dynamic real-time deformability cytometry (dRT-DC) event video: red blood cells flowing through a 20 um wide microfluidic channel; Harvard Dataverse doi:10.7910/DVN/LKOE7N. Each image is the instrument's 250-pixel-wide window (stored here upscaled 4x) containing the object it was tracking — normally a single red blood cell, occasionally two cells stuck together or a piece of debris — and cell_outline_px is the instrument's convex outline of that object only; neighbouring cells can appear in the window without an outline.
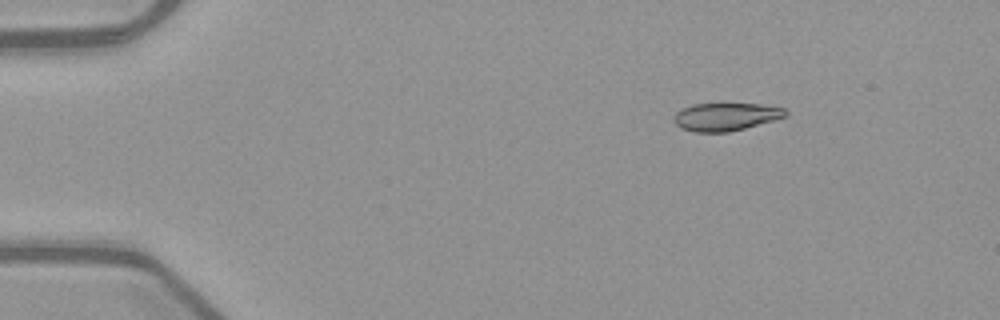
{"species": "common noctule bat (a hibernating species)", "species_latin": "Nyctalus noctula", "temperature_condition": "warm", "stored_images_in_passage": 46, "camera_frame_rate_fps": 3000, "um_per_image_px": 0.085, "animal": {"sex": "female", "body_mass_g": 21.9}, "frame": {"image": 1, "passage_image": 1, "time_ms": 0.0, "image_size_px": [1000, 320], "cell_outline_px": [[788, 116], [776, 120], [728, 132], [696, 132], [680, 128], [672, 120], [672, 116], [680, 108], [692, 104], [760, 104], [784, 108], [788, 112]], "centroid_in_image_um": [61.67, 9.92], "position_along_channel_um": 23.3, "area_um2": 18.32}}
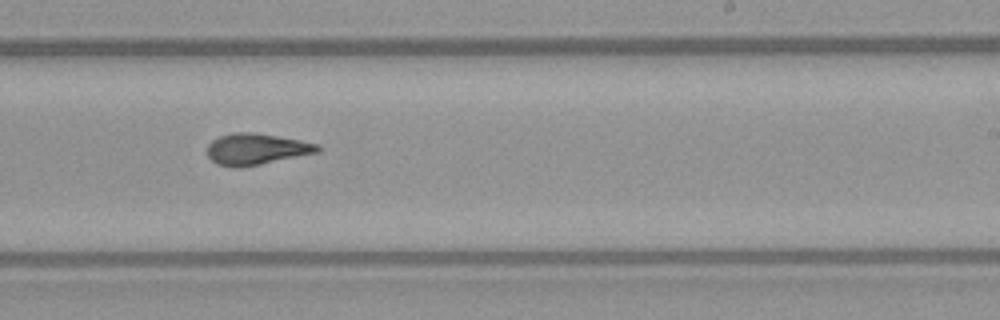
{"frame": {"image": 2, "passage_image": 26, "time_ms": 8.333, "image_size_px": [1000, 320], "cell_outline_px": [[320, 152], [260, 164], [216, 164], [208, 156], [208, 144], [212, 140], [220, 136], [232, 132], [252, 132], [300, 140], [320, 144]], "centroid_in_image_um": [21.84, 12.62], "position_along_channel_um": 267.2, "area_um2": 19.42}}
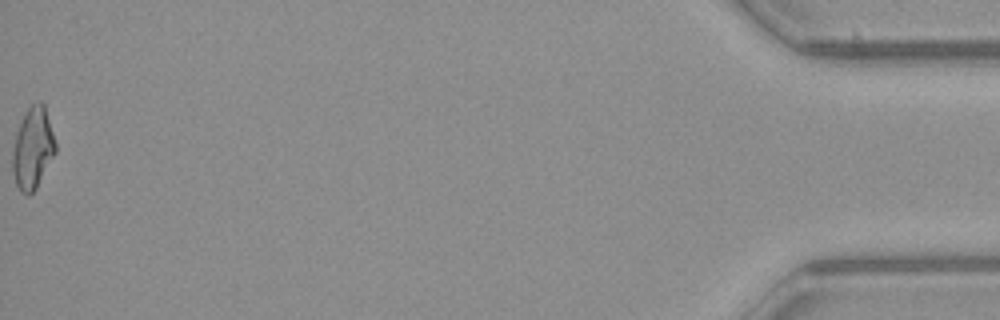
{"frame": {"image": 3, "passage_image": 46, "time_ms": 15.0, "image_size_px": [1000, 320], "cell_outline_px": [[56, 152], [36, 188], [28, 196], [20, 192], [16, 184], [12, 172], [12, 152], [16, 132], [28, 108], [32, 104], [40, 100], [44, 104], [56, 144]], "centroid_in_image_um": [2.78, 12.63], "position_along_channel_um": 432.4, "area_um2": 20.29}, "authors_computed_cell_mechanics": {"area_um2": 19.7676, "velocity_mm_per_s": 3.9881, "shape_relaxation_time_tau1_ms": null, "shape_relaxation_time_tau2_ms": 2.0852, "deformation_change_tau1": null, "deformation_change_tau2": 0.0839}}